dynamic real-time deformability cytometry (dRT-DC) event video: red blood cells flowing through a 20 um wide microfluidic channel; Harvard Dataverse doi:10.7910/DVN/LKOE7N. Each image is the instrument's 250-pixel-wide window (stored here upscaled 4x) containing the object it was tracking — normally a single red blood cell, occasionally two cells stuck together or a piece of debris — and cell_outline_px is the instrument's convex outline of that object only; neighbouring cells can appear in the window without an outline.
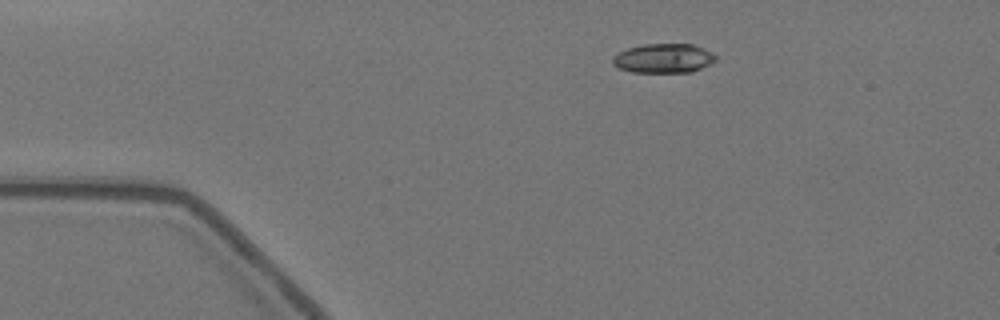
{"species": "Egyptian fruit bat (a non-hibernating species)", "species_latin": "Rousettus aegyptiacus", "temperature_condition": "warm", "stored_images_in_passage": 40, "camera_frame_rate_fps": 3000, "um_per_image_px": 0.085, "animal": {"sex": "female"}, "frame": {"image": 1, "passage_image": 1, "time_ms": 0.0, "image_size_px": [1000, 320], "cell_outline_px": [[716, 60], [692, 72], [632, 72], [620, 68], [612, 64], [612, 56], [628, 48], [644, 44], [692, 44], [704, 48], [712, 52], [716, 56]], "centroid_in_image_um": [56.4, 4.95], "position_along_channel_um": 28.6, "area_um2": 17.51}}
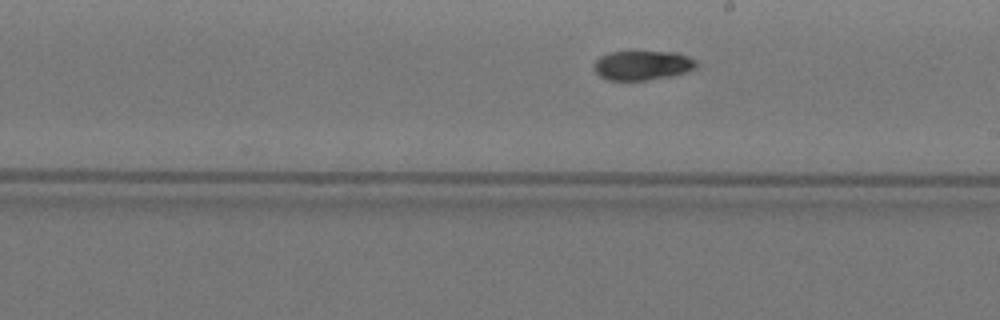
{"frame": {"image": 2, "passage_image": 23, "time_ms": 7.333, "image_size_px": [1000, 320], "cell_outline_px": [[700, 64], [696, 68], [688, 72], [672, 76], [648, 80], [608, 80], [600, 76], [596, 72], [592, 64], [600, 56], [612, 52], [680, 52], [696, 60]], "centroid_in_image_um": [54.66, 5.56], "position_along_channel_um": 234.3, "area_um2": 17.8}}
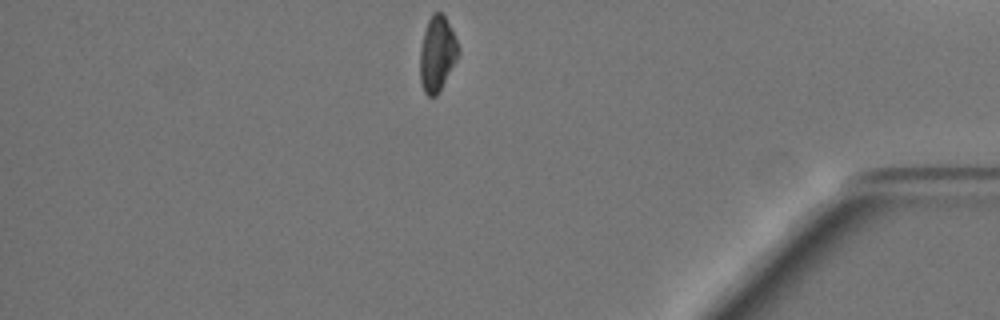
{"frame": {"image": 3, "passage_image": 40, "time_ms": 13.0, "image_size_px": [1000, 320], "cell_outline_px": [[460, 52], [456, 60], [436, 96], [428, 96], [424, 92], [420, 80], [420, 48], [424, 32], [428, 20], [432, 12], [440, 12], [444, 16], [452, 28], [460, 48]], "centroid_in_image_um": [37.16, 4.54], "position_along_channel_um": 398.0, "area_um2": 16.7}, "authors_computed_cell_mechanics": {"area_um2": 17.8313, "velocity_mm_per_s": 3.5274, "shape_relaxation_time_tau1_ms": 5.8786, "shape_relaxation_time_tau2_ms": 9.0471, "deformation_change_tau1": 0.1694, "deformation_change_tau2": 0.0981}}